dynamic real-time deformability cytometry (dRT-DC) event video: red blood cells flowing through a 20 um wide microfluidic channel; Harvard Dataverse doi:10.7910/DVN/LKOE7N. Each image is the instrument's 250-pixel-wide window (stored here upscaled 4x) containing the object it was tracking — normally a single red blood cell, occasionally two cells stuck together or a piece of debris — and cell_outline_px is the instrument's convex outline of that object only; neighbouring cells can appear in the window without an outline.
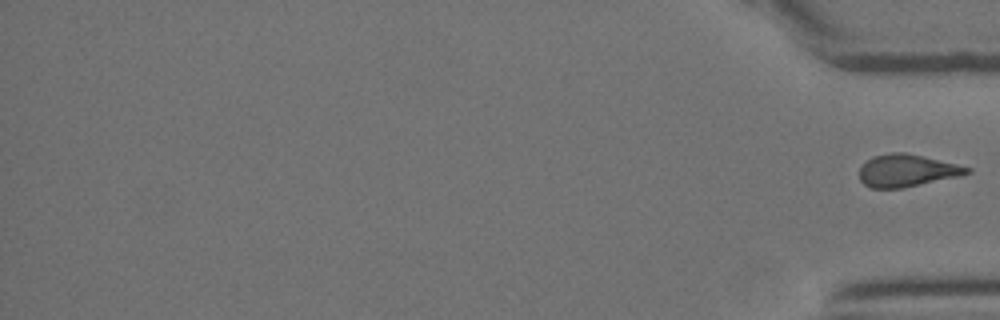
{"species": "Egyptian fruit bat (a non-hibernating species)", "species_latin": "Rousettus aegyptiacus", "temperature_condition": "room temperature", "stored_images_in_passage": 34, "segment_of_instrument_passage": [2, 2], "camera_frame_rate_fps": 3000, "um_per_image_px": 0.085, "animal": {"sex": "female"}, "frame": {"image": 1, "passage_image": 34, "time_ms": 11.0, "image_size_px": [1000, 320], "cell_outline_px": [[972, 172], [960, 176], [904, 188], [872, 188], [864, 184], [860, 180], [860, 168], [872, 156], [892, 152], [904, 152], [956, 164], [972, 168]], "centroid_in_image_um": [77.09, 14.51], "position_along_channel_um": 358.1, "area_um2": 20.17}}